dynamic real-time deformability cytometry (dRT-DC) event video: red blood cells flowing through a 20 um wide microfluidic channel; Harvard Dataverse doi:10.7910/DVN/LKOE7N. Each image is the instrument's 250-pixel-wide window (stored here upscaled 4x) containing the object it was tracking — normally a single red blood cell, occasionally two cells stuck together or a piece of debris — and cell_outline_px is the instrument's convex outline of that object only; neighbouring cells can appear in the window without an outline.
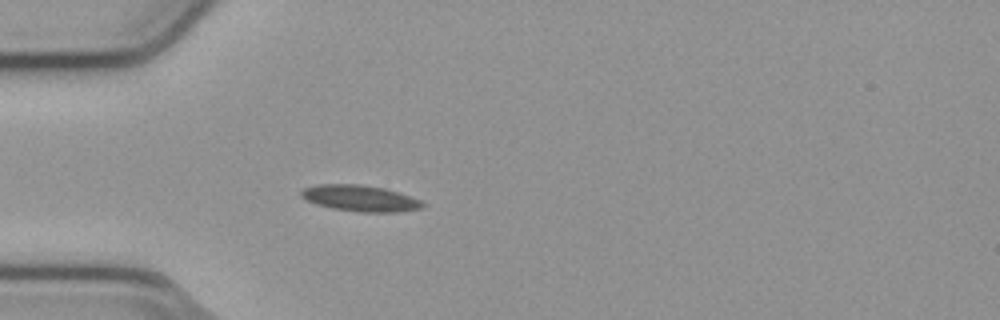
{"species": "common noctule bat (a hibernating species)", "species_latin": "Nyctalus noctula", "temperature_condition": "cold", "stored_images_in_passage": 39, "camera_frame_rate_fps": 3000, "um_per_image_px": 0.085, "animal": {"sex": "male", "body_mass_g": 23.1, "forearm_length_mm": 52.7}, "frame": {"image": 1, "passage_image": 1, "time_ms": 0.0, "image_size_px": [1000, 320], "cell_outline_px": [[424, 208], [400, 212], [360, 212], [332, 208], [316, 204], [300, 196], [300, 192], [304, 188], [316, 184], [360, 184], [384, 188], [420, 200], [424, 204]], "centroid_in_image_um": [30.6, 16.85], "position_along_channel_um": 54.4, "area_um2": 18.44}}
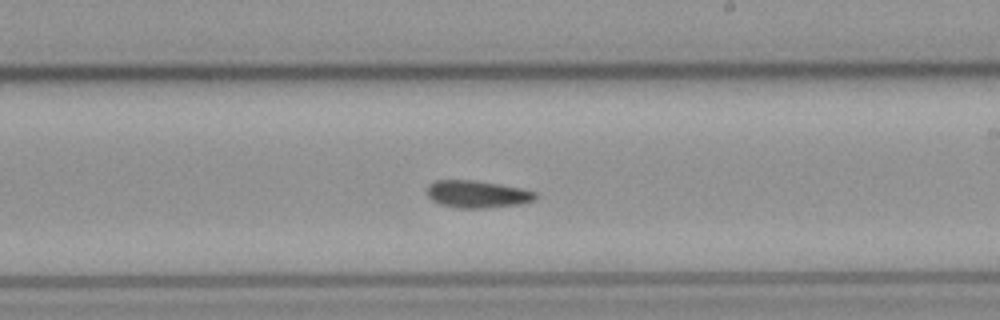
{"frame": {"image": 2, "passage_image": 17, "time_ms": 5.333, "image_size_px": [1000, 320], "cell_outline_px": [[536, 200], [520, 204], [484, 208], [456, 208], [440, 204], [432, 200], [428, 196], [428, 184], [436, 180], [472, 180], [520, 188], [536, 192]], "centroid_in_image_um": [40.55, 16.51], "position_along_channel_um": 248.5, "area_um2": 17.11}}
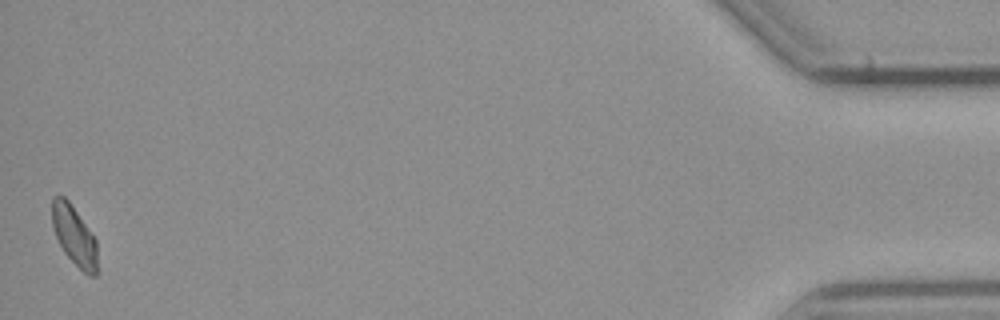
{"frame": {"image": 3, "passage_image": 39, "time_ms": 12.667, "image_size_px": [1000, 320], "cell_outline_px": [[96, 276], [88, 276], [64, 252], [56, 236], [52, 224], [52, 196], [64, 196], [68, 200], [96, 240]], "centroid_in_image_um": [6.29, 20.01], "position_along_channel_um": 428.9, "area_um2": 15.26}}